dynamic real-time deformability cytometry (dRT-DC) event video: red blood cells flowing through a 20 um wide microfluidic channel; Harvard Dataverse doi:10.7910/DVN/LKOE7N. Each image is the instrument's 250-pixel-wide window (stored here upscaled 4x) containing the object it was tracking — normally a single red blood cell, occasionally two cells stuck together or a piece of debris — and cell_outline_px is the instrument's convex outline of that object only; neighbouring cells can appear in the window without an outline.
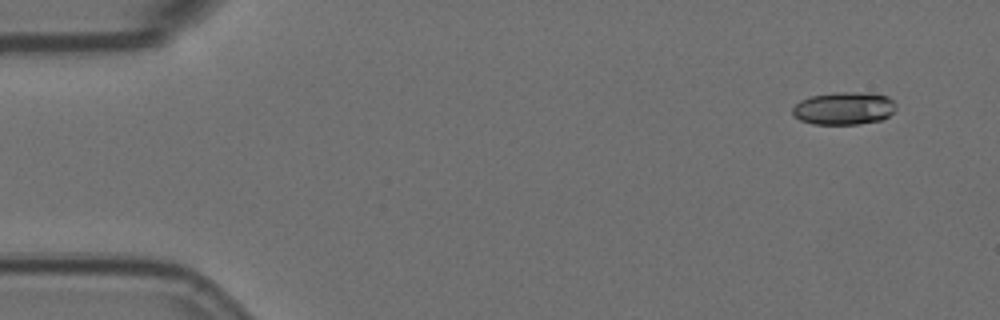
{"species": "Egyptian fruit bat (a non-hibernating species)", "species_latin": "Rousettus aegyptiacus", "temperature_condition": "room temperature", "stored_images_in_passage": 3, "camera_frame_rate_fps": 3000, "um_per_image_px": 0.085, "animal": {"sex": "female"}, "frame": {"image": 1, "passage_image": 1, "time_ms": 0.0, "image_size_px": [1000, 320], "cell_outline_px": [[896, 108], [888, 116], [880, 120], [860, 124], [812, 124], [800, 120], [792, 116], [792, 108], [800, 100], [812, 96], [832, 92], [872, 92], [888, 96], [896, 104]], "centroid_in_image_um": [71.73, 9.2], "position_along_channel_um": 13.3, "area_um2": 20.0}}